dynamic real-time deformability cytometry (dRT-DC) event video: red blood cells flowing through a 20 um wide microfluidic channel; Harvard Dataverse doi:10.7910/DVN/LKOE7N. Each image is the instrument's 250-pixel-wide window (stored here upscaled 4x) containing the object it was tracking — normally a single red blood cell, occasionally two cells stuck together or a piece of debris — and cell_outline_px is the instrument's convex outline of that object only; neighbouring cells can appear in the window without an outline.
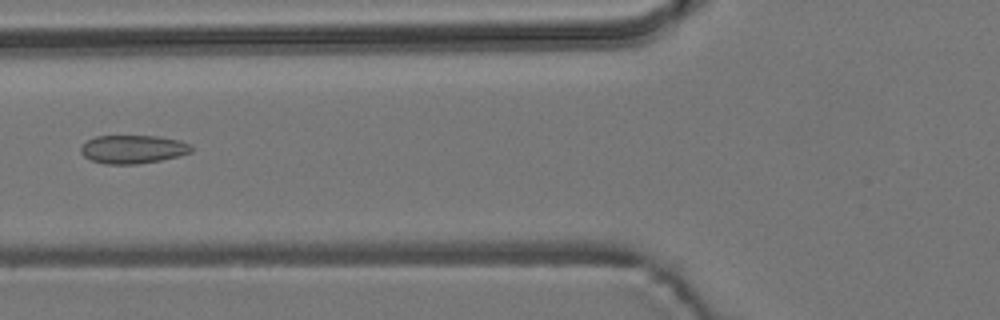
{"species": "common noctule bat (a hibernating species)", "species_latin": "Nyctalus noctula", "temperature_condition": "room temperature", "stored_images_in_passage": 5, "camera_frame_rate_fps": 3000, "um_per_image_px": 0.085, "animal": {"sex": "male", "body_mass_g": 19.2, "forearm_length_mm": 51.8}, "frame": {"image": 1, "passage_image": 5, "time_ms": 6.0, "image_size_px": [1000, 320], "cell_outline_px": [[192, 152], [180, 156], [160, 160], [136, 164], [104, 164], [92, 160], [84, 156], [80, 152], [80, 148], [88, 140], [96, 136], [160, 136], [180, 140], [192, 144]], "centroid_in_image_um": [11.34, 12.68], "position_along_channel_um": 114.5, "area_um2": 18.38}}